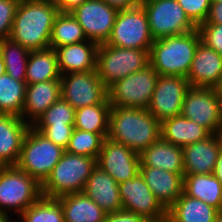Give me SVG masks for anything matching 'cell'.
<instances>
[{"label":"cell","mask_w":222,"mask_h":222,"mask_svg":"<svg viewBox=\"0 0 222 222\" xmlns=\"http://www.w3.org/2000/svg\"><path fill=\"white\" fill-rule=\"evenodd\" d=\"M59 12L54 0H20L9 38L30 51L49 48Z\"/></svg>","instance_id":"obj_1"},{"label":"cell","mask_w":222,"mask_h":222,"mask_svg":"<svg viewBox=\"0 0 222 222\" xmlns=\"http://www.w3.org/2000/svg\"><path fill=\"white\" fill-rule=\"evenodd\" d=\"M107 138L140 154L161 138V122L148 109L111 106Z\"/></svg>","instance_id":"obj_2"},{"label":"cell","mask_w":222,"mask_h":222,"mask_svg":"<svg viewBox=\"0 0 222 222\" xmlns=\"http://www.w3.org/2000/svg\"><path fill=\"white\" fill-rule=\"evenodd\" d=\"M201 41L199 31L154 40L149 51L150 65L158 75L187 78L195 50Z\"/></svg>","instance_id":"obj_3"},{"label":"cell","mask_w":222,"mask_h":222,"mask_svg":"<svg viewBox=\"0 0 222 222\" xmlns=\"http://www.w3.org/2000/svg\"><path fill=\"white\" fill-rule=\"evenodd\" d=\"M96 167V159L64 152L50 175L41 184L42 196L57 198L70 193H81Z\"/></svg>","instance_id":"obj_4"},{"label":"cell","mask_w":222,"mask_h":222,"mask_svg":"<svg viewBox=\"0 0 222 222\" xmlns=\"http://www.w3.org/2000/svg\"><path fill=\"white\" fill-rule=\"evenodd\" d=\"M41 196V184L35 178L16 166H0V211L14 220Z\"/></svg>","instance_id":"obj_5"},{"label":"cell","mask_w":222,"mask_h":222,"mask_svg":"<svg viewBox=\"0 0 222 222\" xmlns=\"http://www.w3.org/2000/svg\"><path fill=\"white\" fill-rule=\"evenodd\" d=\"M65 149L55 145L30 126L20 151L16 167L42 184L62 158Z\"/></svg>","instance_id":"obj_6"},{"label":"cell","mask_w":222,"mask_h":222,"mask_svg":"<svg viewBox=\"0 0 222 222\" xmlns=\"http://www.w3.org/2000/svg\"><path fill=\"white\" fill-rule=\"evenodd\" d=\"M149 51L115 47L106 43L99 44L97 75L109 88L116 81L147 67L150 64Z\"/></svg>","instance_id":"obj_7"},{"label":"cell","mask_w":222,"mask_h":222,"mask_svg":"<svg viewBox=\"0 0 222 222\" xmlns=\"http://www.w3.org/2000/svg\"><path fill=\"white\" fill-rule=\"evenodd\" d=\"M154 42L142 5L119 10L106 44L130 49L150 50Z\"/></svg>","instance_id":"obj_8"},{"label":"cell","mask_w":222,"mask_h":222,"mask_svg":"<svg viewBox=\"0 0 222 222\" xmlns=\"http://www.w3.org/2000/svg\"><path fill=\"white\" fill-rule=\"evenodd\" d=\"M159 75L149 64L108 88L111 106L147 109Z\"/></svg>","instance_id":"obj_9"},{"label":"cell","mask_w":222,"mask_h":222,"mask_svg":"<svg viewBox=\"0 0 222 222\" xmlns=\"http://www.w3.org/2000/svg\"><path fill=\"white\" fill-rule=\"evenodd\" d=\"M154 40L186 34L197 29L177 0H142Z\"/></svg>","instance_id":"obj_10"},{"label":"cell","mask_w":222,"mask_h":222,"mask_svg":"<svg viewBox=\"0 0 222 222\" xmlns=\"http://www.w3.org/2000/svg\"><path fill=\"white\" fill-rule=\"evenodd\" d=\"M61 98L76 110L95 104H110L108 88L96 70L73 72L60 77Z\"/></svg>","instance_id":"obj_11"},{"label":"cell","mask_w":222,"mask_h":222,"mask_svg":"<svg viewBox=\"0 0 222 222\" xmlns=\"http://www.w3.org/2000/svg\"><path fill=\"white\" fill-rule=\"evenodd\" d=\"M181 115L205 127L211 134H218L222 105L215 88L190 86L184 96Z\"/></svg>","instance_id":"obj_12"},{"label":"cell","mask_w":222,"mask_h":222,"mask_svg":"<svg viewBox=\"0 0 222 222\" xmlns=\"http://www.w3.org/2000/svg\"><path fill=\"white\" fill-rule=\"evenodd\" d=\"M122 209L143 216L149 221L167 218V210L156 199L140 173L119 184Z\"/></svg>","instance_id":"obj_13"},{"label":"cell","mask_w":222,"mask_h":222,"mask_svg":"<svg viewBox=\"0 0 222 222\" xmlns=\"http://www.w3.org/2000/svg\"><path fill=\"white\" fill-rule=\"evenodd\" d=\"M118 11L103 0H87L70 13L82 27L87 40L102 44L111 35Z\"/></svg>","instance_id":"obj_14"},{"label":"cell","mask_w":222,"mask_h":222,"mask_svg":"<svg viewBox=\"0 0 222 222\" xmlns=\"http://www.w3.org/2000/svg\"><path fill=\"white\" fill-rule=\"evenodd\" d=\"M189 87L186 77L159 75L148 111L160 122L181 115L184 96Z\"/></svg>","instance_id":"obj_15"},{"label":"cell","mask_w":222,"mask_h":222,"mask_svg":"<svg viewBox=\"0 0 222 222\" xmlns=\"http://www.w3.org/2000/svg\"><path fill=\"white\" fill-rule=\"evenodd\" d=\"M96 165L120 184L139 173L140 156L127 146L105 138Z\"/></svg>","instance_id":"obj_16"},{"label":"cell","mask_w":222,"mask_h":222,"mask_svg":"<svg viewBox=\"0 0 222 222\" xmlns=\"http://www.w3.org/2000/svg\"><path fill=\"white\" fill-rule=\"evenodd\" d=\"M221 149L222 141L218 134L182 147L184 175L213 174Z\"/></svg>","instance_id":"obj_17"},{"label":"cell","mask_w":222,"mask_h":222,"mask_svg":"<svg viewBox=\"0 0 222 222\" xmlns=\"http://www.w3.org/2000/svg\"><path fill=\"white\" fill-rule=\"evenodd\" d=\"M222 78V55L201 41L187 75L189 86L215 87Z\"/></svg>","instance_id":"obj_18"},{"label":"cell","mask_w":222,"mask_h":222,"mask_svg":"<svg viewBox=\"0 0 222 222\" xmlns=\"http://www.w3.org/2000/svg\"><path fill=\"white\" fill-rule=\"evenodd\" d=\"M139 173L160 204L168 210L183 193V176L140 165Z\"/></svg>","instance_id":"obj_19"},{"label":"cell","mask_w":222,"mask_h":222,"mask_svg":"<svg viewBox=\"0 0 222 222\" xmlns=\"http://www.w3.org/2000/svg\"><path fill=\"white\" fill-rule=\"evenodd\" d=\"M30 124L13 114H0V166H15Z\"/></svg>","instance_id":"obj_20"},{"label":"cell","mask_w":222,"mask_h":222,"mask_svg":"<svg viewBox=\"0 0 222 222\" xmlns=\"http://www.w3.org/2000/svg\"><path fill=\"white\" fill-rule=\"evenodd\" d=\"M83 193L107 214L123 210L119 184L97 165L87 179Z\"/></svg>","instance_id":"obj_21"},{"label":"cell","mask_w":222,"mask_h":222,"mask_svg":"<svg viewBox=\"0 0 222 222\" xmlns=\"http://www.w3.org/2000/svg\"><path fill=\"white\" fill-rule=\"evenodd\" d=\"M99 44L86 40L55 48L61 75L96 70Z\"/></svg>","instance_id":"obj_22"},{"label":"cell","mask_w":222,"mask_h":222,"mask_svg":"<svg viewBox=\"0 0 222 222\" xmlns=\"http://www.w3.org/2000/svg\"><path fill=\"white\" fill-rule=\"evenodd\" d=\"M61 98L60 80L27 85L21 118L32 125L50 106Z\"/></svg>","instance_id":"obj_23"},{"label":"cell","mask_w":222,"mask_h":222,"mask_svg":"<svg viewBox=\"0 0 222 222\" xmlns=\"http://www.w3.org/2000/svg\"><path fill=\"white\" fill-rule=\"evenodd\" d=\"M139 156L140 165L178 173L184 177L182 147L160 138L143 150Z\"/></svg>","instance_id":"obj_24"},{"label":"cell","mask_w":222,"mask_h":222,"mask_svg":"<svg viewBox=\"0 0 222 222\" xmlns=\"http://www.w3.org/2000/svg\"><path fill=\"white\" fill-rule=\"evenodd\" d=\"M210 135L211 133L205 127L182 115L161 121V138L179 147L204 140Z\"/></svg>","instance_id":"obj_25"},{"label":"cell","mask_w":222,"mask_h":222,"mask_svg":"<svg viewBox=\"0 0 222 222\" xmlns=\"http://www.w3.org/2000/svg\"><path fill=\"white\" fill-rule=\"evenodd\" d=\"M219 210L184 193L167 210L171 222H216Z\"/></svg>","instance_id":"obj_26"},{"label":"cell","mask_w":222,"mask_h":222,"mask_svg":"<svg viewBox=\"0 0 222 222\" xmlns=\"http://www.w3.org/2000/svg\"><path fill=\"white\" fill-rule=\"evenodd\" d=\"M56 199L62 206L65 222H104L107 213L83 192Z\"/></svg>","instance_id":"obj_27"},{"label":"cell","mask_w":222,"mask_h":222,"mask_svg":"<svg viewBox=\"0 0 222 222\" xmlns=\"http://www.w3.org/2000/svg\"><path fill=\"white\" fill-rule=\"evenodd\" d=\"M183 193L222 211V184L213 174L184 175Z\"/></svg>","instance_id":"obj_28"},{"label":"cell","mask_w":222,"mask_h":222,"mask_svg":"<svg viewBox=\"0 0 222 222\" xmlns=\"http://www.w3.org/2000/svg\"><path fill=\"white\" fill-rule=\"evenodd\" d=\"M57 56L54 48L31 51L26 68L27 85L43 81L60 80Z\"/></svg>","instance_id":"obj_29"},{"label":"cell","mask_w":222,"mask_h":222,"mask_svg":"<svg viewBox=\"0 0 222 222\" xmlns=\"http://www.w3.org/2000/svg\"><path fill=\"white\" fill-rule=\"evenodd\" d=\"M111 104H95L75 111L74 128L108 137Z\"/></svg>","instance_id":"obj_30"},{"label":"cell","mask_w":222,"mask_h":222,"mask_svg":"<svg viewBox=\"0 0 222 222\" xmlns=\"http://www.w3.org/2000/svg\"><path fill=\"white\" fill-rule=\"evenodd\" d=\"M27 84L5 73L0 76V114L22 116Z\"/></svg>","instance_id":"obj_31"},{"label":"cell","mask_w":222,"mask_h":222,"mask_svg":"<svg viewBox=\"0 0 222 222\" xmlns=\"http://www.w3.org/2000/svg\"><path fill=\"white\" fill-rule=\"evenodd\" d=\"M86 40L82 27L73 15L59 12L52 27L50 48L55 49Z\"/></svg>","instance_id":"obj_32"},{"label":"cell","mask_w":222,"mask_h":222,"mask_svg":"<svg viewBox=\"0 0 222 222\" xmlns=\"http://www.w3.org/2000/svg\"><path fill=\"white\" fill-rule=\"evenodd\" d=\"M30 52L10 38L0 41V54L5 63L6 73L15 80L25 81Z\"/></svg>","instance_id":"obj_33"},{"label":"cell","mask_w":222,"mask_h":222,"mask_svg":"<svg viewBox=\"0 0 222 222\" xmlns=\"http://www.w3.org/2000/svg\"><path fill=\"white\" fill-rule=\"evenodd\" d=\"M14 220L16 222H65L60 202L56 198L44 196H41Z\"/></svg>","instance_id":"obj_34"},{"label":"cell","mask_w":222,"mask_h":222,"mask_svg":"<svg viewBox=\"0 0 222 222\" xmlns=\"http://www.w3.org/2000/svg\"><path fill=\"white\" fill-rule=\"evenodd\" d=\"M103 140L99 134L74 128L65 151L71 154L97 159Z\"/></svg>","instance_id":"obj_35"},{"label":"cell","mask_w":222,"mask_h":222,"mask_svg":"<svg viewBox=\"0 0 222 222\" xmlns=\"http://www.w3.org/2000/svg\"><path fill=\"white\" fill-rule=\"evenodd\" d=\"M75 111L71 104L60 98L32 125L74 126Z\"/></svg>","instance_id":"obj_36"},{"label":"cell","mask_w":222,"mask_h":222,"mask_svg":"<svg viewBox=\"0 0 222 222\" xmlns=\"http://www.w3.org/2000/svg\"><path fill=\"white\" fill-rule=\"evenodd\" d=\"M31 127L65 150L74 130V126L31 125Z\"/></svg>","instance_id":"obj_37"},{"label":"cell","mask_w":222,"mask_h":222,"mask_svg":"<svg viewBox=\"0 0 222 222\" xmlns=\"http://www.w3.org/2000/svg\"><path fill=\"white\" fill-rule=\"evenodd\" d=\"M177 2L196 26L205 22L211 6V0H177Z\"/></svg>","instance_id":"obj_38"},{"label":"cell","mask_w":222,"mask_h":222,"mask_svg":"<svg viewBox=\"0 0 222 222\" xmlns=\"http://www.w3.org/2000/svg\"><path fill=\"white\" fill-rule=\"evenodd\" d=\"M201 42L222 55V25L200 24L197 26Z\"/></svg>","instance_id":"obj_39"},{"label":"cell","mask_w":222,"mask_h":222,"mask_svg":"<svg viewBox=\"0 0 222 222\" xmlns=\"http://www.w3.org/2000/svg\"><path fill=\"white\" fill-rule=\"evenodd\" d=\"M20 0H0V41L10 37Z\"/></svg>","instance_id":"obj_40"},{"label":"cell","mask_w":222,"mask_h":222,"mask_svg":"<svg viewBox=\"0 0 222 222\" xmlns=\"http://www.w3.org/2000/svg\"><path fill=\"white\" fill-rule=\"evenodd\" d=\"M104 222H151L143 216L121 210L115 213H108L104 219Z\"/></svg>","instance_id":"obj_41"},{"label":"cell","mask_w":222,"mask_h":222,"mask_svg":"<svg viewBox=\"0 0 222 222\" xmlns=\"http://www.w3.org/2000/svg\"><path fill=\"white\" fill-rule=\"evenodd\" d=\"M202 24L222 25V2H211L207 18Z\"/></svg>","instance_id":"obj_42"},{"label":"cell","mask_w":222,"mask_h":222,"mask_svg":"<svg viewBox=\"0 0 222 222\" xmlns=\"http://www.w3.org/2000/svg\"><path fill=\"white\" fill-rule=\"evenodd\" d=\"M87 0H54L61 13H70Z\"/></svg>","instance_id":"obj_43"},{"label":"cell","mask_w":222,"mask_h":222,"mask_svg":"<svg viewBox=\"0 0 222 222\" xmlns=\"http://www.w3.org/2000/svg\"><path fill=\"white\" fill-rule=\"evenodd\" d=\"M110 6L117 8L118 10H123L127 8H132L138 6L142 0H103Z\"/></svg>","instance_id":"obj_44"},{"label":"cell","mask_w":222,"mask_h":222,"mask_svg":"<svg viewBox=\"0 0 222 222\" xmlns=\"http://www.w3.org/2000/svg\"><path fill=\"white\" fill-rule=\"evenodd\" d=\"M213 175L221 182L222 184V149L216 160L215 169Z\"/></svg>","instance_id":"obj_45"},{"label":"cell","mask_w":222,"mask_h":222,"mask_svg":"<svg viewBox=\"0 0 222 222\" xmlns=\"http://www.w3.org/2000/svg\"><path fill=\"white\" fill-rule=\"evenodd\" d=\"M214 88L216 90V93H217L220 103L222 105V78Z\"/></svg>","instance_id":"obj_46"},{"label":"cell","mask_w":222,"mask_h":222,"mask_svg":"<svg viewBox=\"0 0 222 222\" xmlns=\"http://www.w3.org/2000/svg\"><path fill=\"white\" fill-rule=\"evenodd\" d=\"M0 222H13V218L0 211Z\"/></svg>","instance_id":"obj_47"},{"label":"cell","mask_w":222,"mask_h":222,"mask_svg":"<svg viewBox=\"0 0 222 222\" xmlns=\"http://www.w3.org/2000/svg\"><path fill=\"white\" fill-rule=\"evenodd\" d=\"M6 73L5 63L3 61V58L0 54V76Z\"/></svg>","instance_id":"obj_48"},{"label":"cell","mask_w":222,"mask_h":222,"mask_svg":"<svg viewBox=\"0 0 222 222\" xmlns=\"http://www.w3.org/2000/svg\"><path fill=\"white\" fill-rule=\"evenodd\" d=\"M218 136L222 141V118H221V125H220V129H219V132H218Z\"/></svg>","instance_id":"obj_49"},{"label":"cell","mask_w":222,"mask_h":222,"mask_svg":"<svg viewBox=\"0 0 222 222\" xmlns=\"http://www.w3.org/2000/svg\"><path fill=\"white\" fill-rule=\"evenodd\" d=\"M216 222H222V211L219 212Z\"/></svg>","instance_id":"obj_50"},{"label":"cell","mask_w":222,"mask_h":222,"mask_svg":"<svg viewBox=\"0 0 222 222\" xmlns=\"http://www.w3.org/2000/svg\"><path fill=\"white\" fill-rule=\"evenodd\" d=\"M154 222H171V221L168 218H165L164 220L154 221Z\"/></svg>","instance_id":"obj_51"},{"label":"cell","mask_w":222,"mask_h":222,"mask_svg":"<svg viewBox=\"0 0 222 222\" xmlns=\"http://www.w3.org/2000/svg\"><path fill=\"white\" fill-rule=\"evenodd\" d=\"M211 2H222V0H211Z\"/></svg>","instance_id":"obj_52"}]
</instances>
